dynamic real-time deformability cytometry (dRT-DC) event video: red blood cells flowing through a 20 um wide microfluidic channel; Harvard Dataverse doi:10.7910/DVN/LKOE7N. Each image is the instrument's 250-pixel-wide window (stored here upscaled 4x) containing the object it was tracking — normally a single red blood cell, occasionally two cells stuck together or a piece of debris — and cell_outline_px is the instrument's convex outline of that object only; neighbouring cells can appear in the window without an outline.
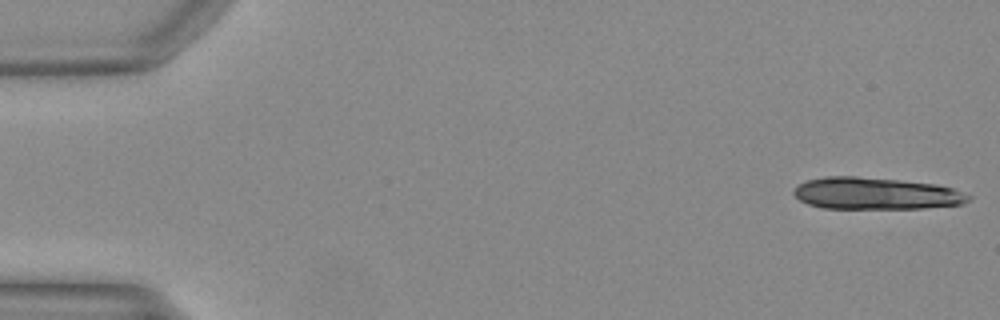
{"species": "Egyptian fruit bat (a non-hibernating species)", "species_latin": "Rousettus aegyptiacus", "temperature_condition": "warm", "stored_images_in_passage": 13, "camera_frame_rate_fps": 3000, "um_per_image_px": 0.085, "animal": {"sex": "female"}, "frame": {"image": 1, "passage_image": 1, "time_ms": 0.0, "image_size_px": [1000, 320], "cell_outline_px": [[972, 196], [964, 204], [924, 208], [820, 208], [808, 204], [800, 200], [792, 192], [800, 184], [808, 180], [824, 176], [856, 176], [936, 184], [952, 188]], "centroid_in_image_um": [74.44, 16.45], "position_along_channel_um": 10.6, "area_um2": 32.31}}